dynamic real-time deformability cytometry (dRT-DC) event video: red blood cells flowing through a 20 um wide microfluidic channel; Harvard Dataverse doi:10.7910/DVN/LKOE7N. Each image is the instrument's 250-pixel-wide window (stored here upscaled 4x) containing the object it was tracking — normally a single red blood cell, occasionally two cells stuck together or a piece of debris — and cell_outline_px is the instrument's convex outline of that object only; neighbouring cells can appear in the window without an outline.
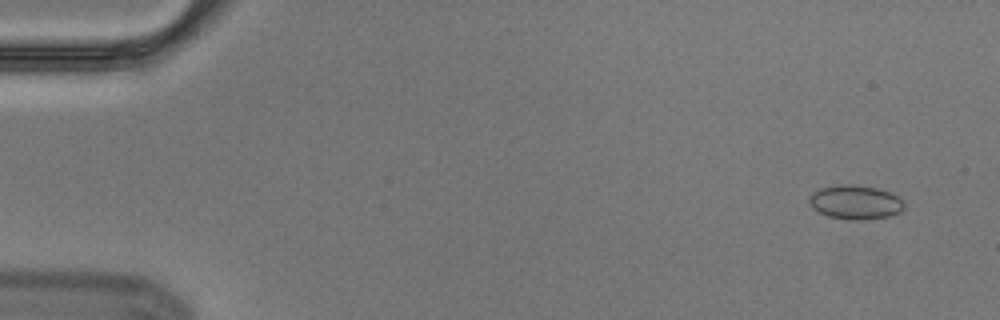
{"species": "Egyptian fruit bat (a non-hibernating species)", "species_latin": "Rousettus aegyptiacus", "temperature_condition": "cold", "stored_images_in_passage": 9, "camera_frame_rate_fps": 3000, "um_per_image_px": 0.085, "animal": {"sex": "male"}, "frame": {"image": 1, "passage_image": 2, "time_ms": 0.333, "image_size_px": [1000, 320], "cell_outline_px": [[904, 208], [900, 212], [892, 216], [864, 220], [852, 220], [828, 216], [812, 208], [808, 200], [808, 196], [812, 192], [820, 188], [836, 184], [852, 184], [876, 188], [888, 192], [904, 200]], "centroid_in_image_um": [72.69, 17.19], "position_along_channel_um": 12.3, "area_um2": 19.07}}
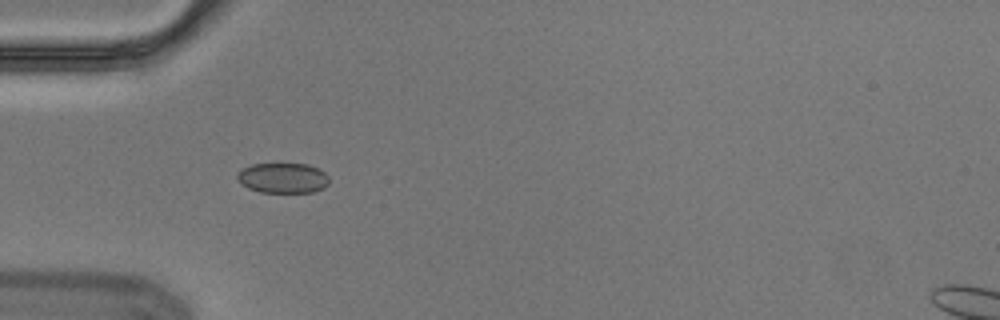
{"frame": {"image": 2, "passage_image": 6, "time_ms": 1.667, "image_size_px": [1000, 320], "cell_outline_px": [[328, 184], [324, 188], [312, 192], [260, 192], [248, 188], [236, 176], [244, 168], [252, 164], [308, 164], [324, 172], [328, 176]], "centroid_in_image_um": [24.08, 15.13], "position_along_channel_um": 60.9, "area_um2": 15.9}}
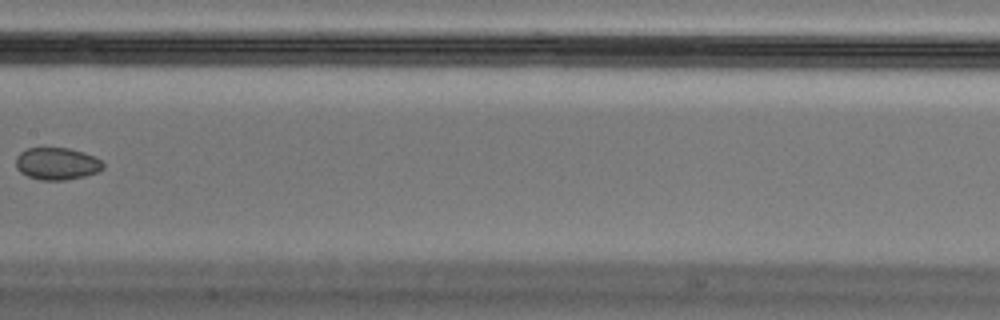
{"frame": {"image": 3, "passage_image": 9, "time_ms": 2.667, "image_size_px": [1000, 320], "cell_outline_px": [[104, 168], [96, 172], [84, 176], [64, 180], [40, 180], [28, 176], [20, 172], [16, 168], [16, 156], [20, 152], [28, 148], [68, 148], [84, 152], [100, 160], [104, 164]], "centroid_in_image_um": [4.81, 13.91], "position_along_channel_um": 202.6, "area_um2": 16.3}}